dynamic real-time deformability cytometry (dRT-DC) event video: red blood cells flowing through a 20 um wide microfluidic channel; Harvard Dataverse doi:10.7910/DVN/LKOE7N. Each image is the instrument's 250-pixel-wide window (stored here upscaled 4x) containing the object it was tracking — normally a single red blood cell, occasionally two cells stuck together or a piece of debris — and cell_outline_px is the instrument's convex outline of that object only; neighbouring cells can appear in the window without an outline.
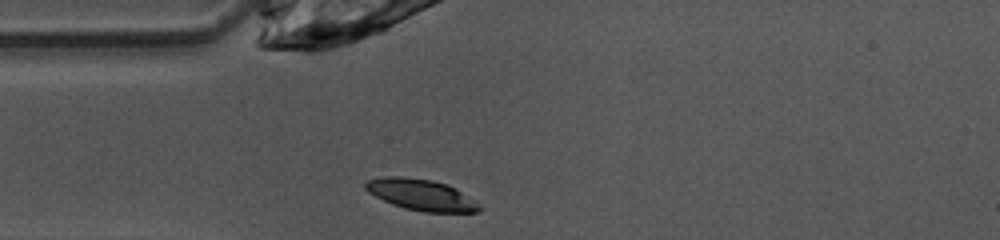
{"species": "common noctule bat (a hibernating species)", "species_latin": "Nyctalus noctula", "temperature_condition": "warm", "stored_images_in_passage": 37, "camera_frame_rate_fps": 3000, "um_per_image_px": 0.085, "animal": {"sex": "female", "body_mass_g": 10.0, "forearm_length_mm": 53.1}, "frame": {"image": 1, "passage_image": 1, "time_ms": 0.0, "image_size_px": [1000, 240], "cell_outline_px": [[484, 208], [480, 212], [424, 212], [404, 208], [392, 204], [368, 192], [364, 188], [364, 184], [368, 180], [384, 176], [404, 176], [432, 180], [456, 188], [480, 204]], "centroid_in_image_um": [35.82, 16.56], "position_along_channel_um": 49.2, "area_um2": 20.75}}
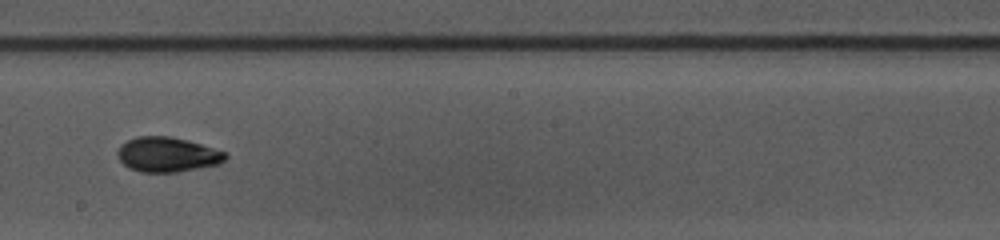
{"frame": {"image": 2, "passage_image": 15, "time_ms": 4.667, "image_size_px": [1000, 240], "cell_outline_px": [[228, 156], [220, 164], [176, 172], [140, 172], [128, 168], [116, 156], [116, 152], [120, 144], [136, 136], [168, 136], [188, 140], [228, 152]], "centroid_in_image_um": [14.22, 13.13], "position_along_channel_um": 234.0, "area_um2": 22.14}}
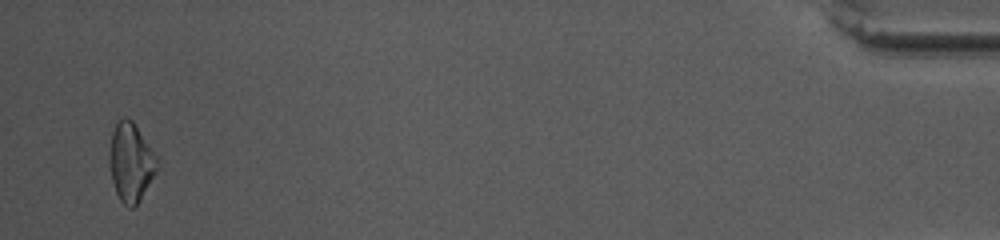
{"frame": {"image": 3, "passage_image": 36, "time_ms": 11.667, "image_size_px": [1000, 240], "cell_outline_px": [[160, 168], [136, 204], [132, 208], [128, 208], [120, 200], [116, 192], [112, 180], [108, 164], [108, 152], [112, 132], [116, 124], [120, 120], [132, 120], [160, 160]], "centroid_in_image_um": [11.13, 13.81], "position_along_channel_um": 424.1, "area_um2": 21.96}, "authors_computed_cell_mechanics": {"area_um2": 20.9814, "velocity_mm_per_s": 4.0531, "shape_relaxation_time_tau1_ms": 2.8919, "shape_relaxation_time_tau2_ms": 5.7435, "deformation_change_tau1": 0.1232, "deformation_change_tau2": 0.0525}}